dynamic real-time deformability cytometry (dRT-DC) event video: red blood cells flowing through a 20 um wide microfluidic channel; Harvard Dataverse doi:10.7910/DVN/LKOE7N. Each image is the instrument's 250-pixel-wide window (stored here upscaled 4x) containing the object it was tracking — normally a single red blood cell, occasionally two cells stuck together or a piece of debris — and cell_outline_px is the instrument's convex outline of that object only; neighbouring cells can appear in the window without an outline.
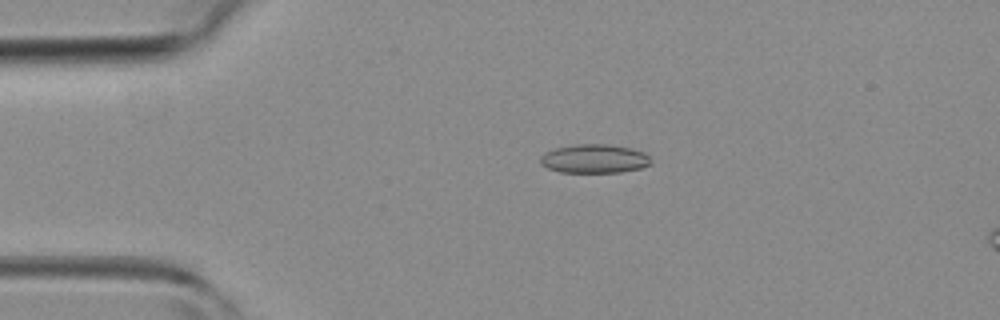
{"species": "common noctule bat (a hibernating species)", "species_latin": "Nyctalus noctula", "temperature_condition": "room temperature", "stored_images_in_passage": 42, "camera_frame_rate_fps": 3000, "um_per_image_px": 0.085, "animal": {"sex": "female", "body_mass_g": 19.3, "forearm_length_mm": 54.1}, "frame": {"image": 1, "passage_image": 7, "time_ms": 2.0, "image_size_px": [1000, 320], "cell_outline_px": [[652, 164], [640, 168], [620, 172], [560, 172], [548, 168], [540, 164], [540, 156], [544, 152], [556, 148], [576, 144], [604, 144], [628, 148], [644, 152], [648, 156]], "centroid_in_image_um": [50.48, 13.49], "position_along_channel_um": 34.5, "area_um2": 18.44}}
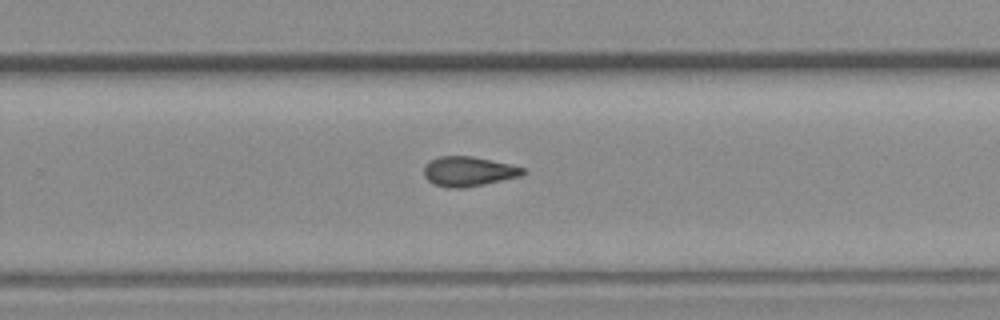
{"frame": {"image": 2, "passage_image": 26, "time_ms": 8.333, "image_size_px": [1000, 320], "cell_outline_px": [[528, 172], [520, 176], [484, 184], [460, 188], [448, 188], [432, 184], [424, 176], [424, 168], [432, 160], [440, 156], [472, 156], [508, 164], [524, 168]], "centroid_in_image_um": [39.81, 14.58], "position_along_channel_um": 290.0, "area_um2": 16.94}}
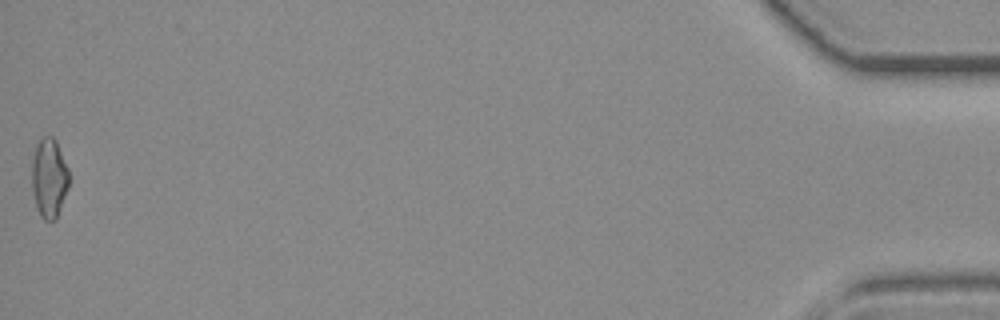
{"frame": {"image": 3, "passage_image": 42, "time_ms": 13.667, "image_size_px": [1000, 320], "cell_outline_px": [[68, 188], [56, 220], [44, 220], [40, 216], [36, 208], [32, 188], [32, 160], [36, 144], [44, 136], [52, 136], [56, 140], [68, 168]], "centroid_in_image_um": [4.17, 15.14], "position_along_channel_um": 431.0, "area_um2": 17.22}}